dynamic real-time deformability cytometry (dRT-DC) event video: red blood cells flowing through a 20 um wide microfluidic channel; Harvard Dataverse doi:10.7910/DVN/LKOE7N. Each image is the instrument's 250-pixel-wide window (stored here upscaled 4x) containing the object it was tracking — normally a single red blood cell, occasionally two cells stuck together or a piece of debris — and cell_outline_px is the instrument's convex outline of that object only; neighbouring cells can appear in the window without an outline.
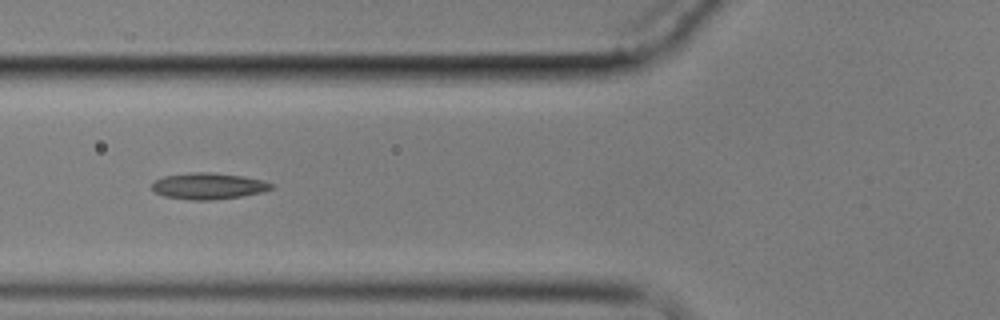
{"species": "common noctule bat (a hibernating species)", "species_latin": "Nyctalus noctula", "temperature_condition": "cold", "stored_images_in_passage": 10, "camera_frame_rate_fps": 3000, "um_per_image_px": 0.085, "animal": {"sex": "male", "body_mass_g": 17.9}, "frame": {"image": 1, "passage_image": 5, "time_ms": 5.333, "image_size_px": [1000, 320], "cell_outline_px": [[276, 188], [264, 192], [240, 196], [212, 200], [192, 200], [164, 196], [156, 192], [152, 188], [152, 184], [156, 180], [164, 176], [192, 172], [208, 172], [244, 176], [264, 180], [276, 184]], "centroid_in_image_um": [17.8, 15.81], "position_along_channel_um": 108.0, "area_um2": 18.44}}
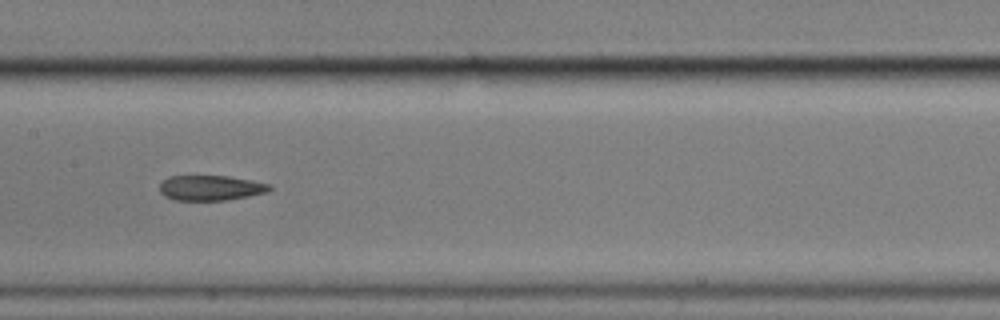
{"frame": {"image": 2, "passage_image": 7, "time_ms": 7.667, "image_size_px": [1000, 320], "cell_outline_px": [[272, 188], [268, 192], [248, 196], [224, 200], [176, 200], [164, 196], [160, 192], [160, 184], [168, 176], [228, 176], [252, 180], [268, 184]], "centroid_in_image_um": [17.89, 15.97], "position_along_channel_um": 189.5, "area_um2": 16.01}}
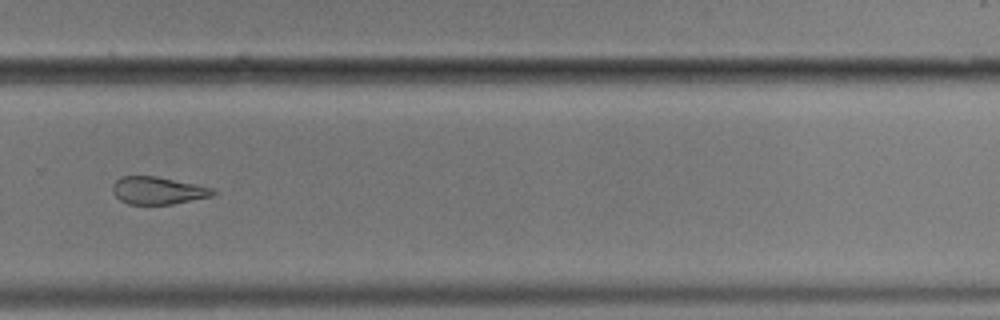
{"frame": {"image": 3, "passage_image": 10, "time_ms": 11.333, "image_size_px": [1000, 320], "cell_outline_px": [[216, 192], [212, 196], [172, 204], [128, 204], [120, 200], [112, 192], [112, 184], [120, 176], [156, 176], [216, 188]], "centroid_in_image_um": [13.42, 16.19], "position_along_channel_um": 316.4, "area_um2": 16.18}}